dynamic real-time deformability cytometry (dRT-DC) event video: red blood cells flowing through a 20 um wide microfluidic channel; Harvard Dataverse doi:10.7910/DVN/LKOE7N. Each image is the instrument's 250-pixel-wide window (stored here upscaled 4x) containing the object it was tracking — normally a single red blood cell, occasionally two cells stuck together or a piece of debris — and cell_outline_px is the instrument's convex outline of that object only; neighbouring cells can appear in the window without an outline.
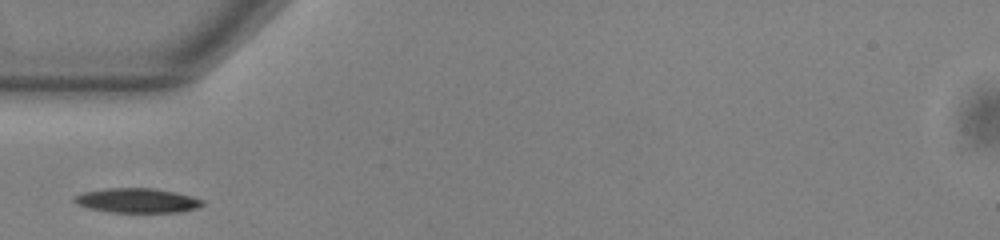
{"species": "common noctule bat (a hibernating species)", "species_latin": "Nyctalus noctula", "temperature_condition": "warm", "stored_images_in_passage": 28, "camera_frame_rate_fps": 3000, "um_per_image_px": 0.085, "animal": {"sex": "male", "body_mass_g": 13.0, "forearm_length_mm": 53.1}, "frame": {"image": 1, "passage_image": 1, "time_ms": 0.0, "image_size_px": [1000, 240], "cell_outline_px": [[204, 204], [200, 208], [180, 212], [108, 212], [88, 208], [76, 204], [72, 200], [72, 196], [84, 192], [104, 188], [156, 188], [176, 192], [192, 196], [204, 200]], "centroid_in_image_um": [11.66, 17.04], "position_along_channel_um": 73.3, "area_um2": 18.67}}
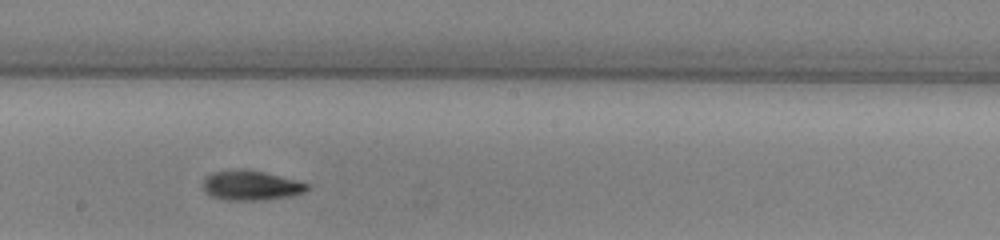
{"frame": {"image": 2, "passage_image": 13, "time_ms": 4.0, "image_size_px": [1000, 240], "cell_outline_px": [[312, 188], [304, 192], [292, 196], [260, 200], [224, 200], [212, 196], [204, 192], [204, 176], [212, 172], [244, 168], [264, 172], [312, 184]], "centroid_in_image_um": [21.36, 15.75], "position_along_channel_um": 226.8, "area_um2": 18.32}}
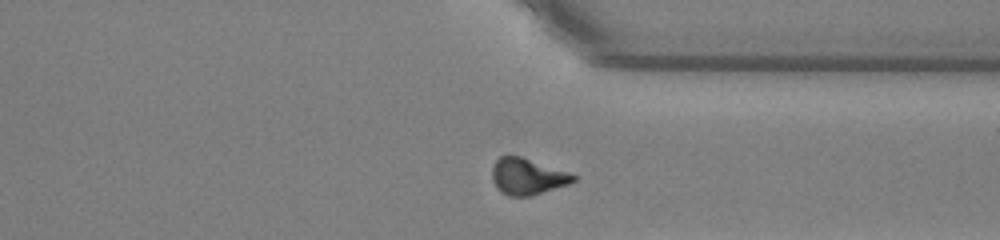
{"frame": {"image": 3, "passage_image": 24, "time_ms": 7.667, "image_size_px": [1000, 240], "cell_outline_px": [[576, 180], [568, 184], [528, 196], [508, 196], [500, 192], [496, 188], [492, 180], [492, 168], [496, 160], [500, 156], [520, 156], [568, 172], [576, 176]], "centroid_in_image_um": [44.78, 15.0], "position_along_channel_um": 366.6, "area_um2": 16.99}}